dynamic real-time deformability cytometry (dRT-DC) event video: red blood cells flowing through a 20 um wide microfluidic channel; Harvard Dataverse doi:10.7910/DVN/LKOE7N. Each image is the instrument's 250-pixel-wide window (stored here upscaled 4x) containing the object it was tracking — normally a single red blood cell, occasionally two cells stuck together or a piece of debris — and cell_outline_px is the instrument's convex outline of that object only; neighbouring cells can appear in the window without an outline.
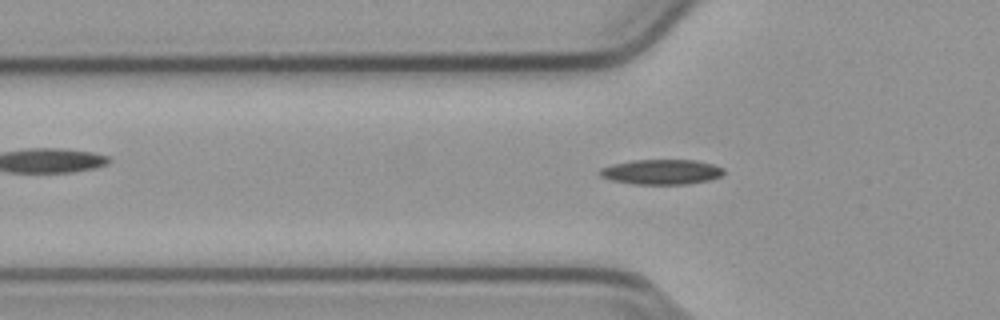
{"species": "common noctule bat (a hibernating species)", "species_latin": "Nyctalus noctula", "temperature_condition": "cold", "stored_images_in_passage": 53, "camera_frame_rate_fps": 3000, "um_per_image_px": 0.085, "animal": {"sex": "male", "body_mass_g": 23.1, "forearm_length_mm": 52.7}, "frame": {"image": 1, "passage_image": 18, "time_ms": 5.667, "image_size_px": [1000, 320], "cell_outline_px": [[724, 172], [720, 176], [708, 180], [688, 184], [632, 184], [612, 180], [600, 176], [600, 168], [612, 164], [632, 160], [696, 160], [712, 164], [724, 168]], "centroid_in_image_um": [56.21, 14.61], "position_along_channel_um": 69.6, "area_um2": 18.03}}
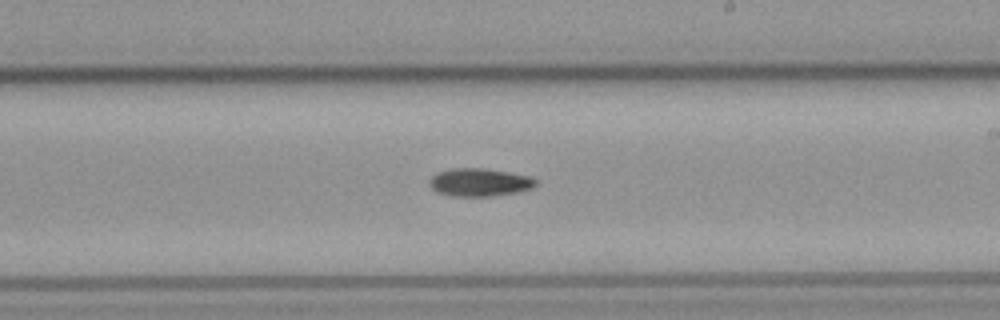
{"frame": {"image": 2, "passage_image": 32, "time_ms": 10.333, "image_size_px": [1000, 320], "cell_outline_px": [[536, 184], [532, 188], [516, 192], [492, 196], [452, 196], [436, 192], [428, 184], [428, 180], [436, 172], [452, 168], [484, 168], [508, 172], [528, 176], [536, 180]], "centroid_in_image_um": [40.7, 15.49], "position_along_channel_um": 248.3, "area_um2": 17.34}}
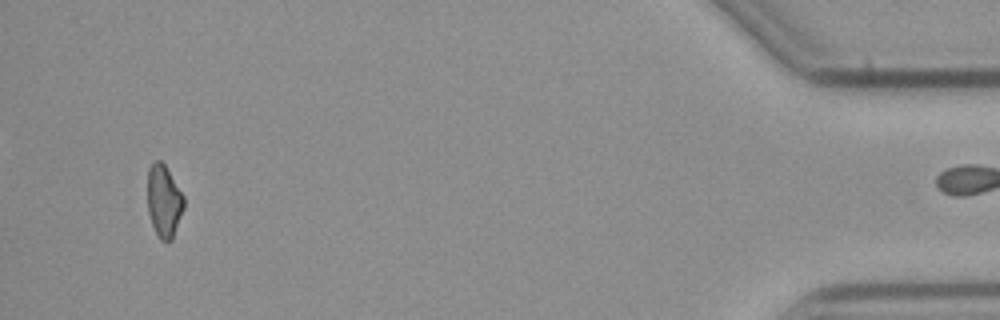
{"frame": {"image": 3, "passage_image": 52, "time_ms": 17.0, "image_size_px": [1000, 320], "cell_outline_px": [[184, 208], [172, 240], [160, 240], [152, 224], [148, 212], [148, 168], [156, 160], [160, 160], [164, 164], [184, 196]], "centroid_in_image_um": [13.94, 17.09], "position_along_channel_um": 421.3, "area_um2": 15.14}}